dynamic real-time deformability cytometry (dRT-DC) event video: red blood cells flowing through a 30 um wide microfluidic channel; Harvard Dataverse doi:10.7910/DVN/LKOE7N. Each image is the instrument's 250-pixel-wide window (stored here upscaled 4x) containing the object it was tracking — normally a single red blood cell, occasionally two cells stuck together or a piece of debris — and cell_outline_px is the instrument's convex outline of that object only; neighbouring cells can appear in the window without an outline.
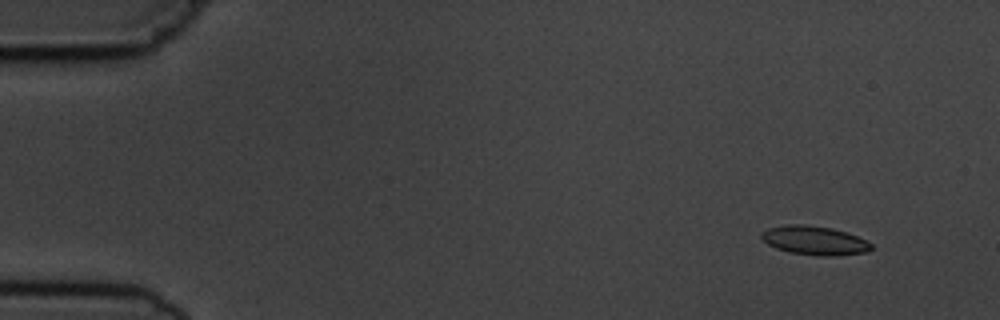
{"species": "common noctule bat (a hibernating species)", "species_latin": "Nyctalus noctula", "temperature_condition": "cold", "stored_images_in_passage": 4, "camera_frame_rate_fps": 3000, "um_per_image_px": 0.085, "animal": {"sex": "male", "body_mass_g": 19.5, "forearm_length_mm": 54.6}, "frame": {"image": 1, "passage_image": 1, "time_ms": 0.0, "image_size_px": [1000, 320], "cell_outline_px": [[872, 248], [868, 252], [836, 256], [816, 256], [788, 252], [776, 248], [768, 244], [760, 236], [760, 232], [768, 228], [788, 224], [804, 224], [832, 228], [848, 232], [872, 244]], "centroid_in_image_um": [69.22, 20.44], "position_along_channel_um": 15.8, "area_um2": 18.67}}